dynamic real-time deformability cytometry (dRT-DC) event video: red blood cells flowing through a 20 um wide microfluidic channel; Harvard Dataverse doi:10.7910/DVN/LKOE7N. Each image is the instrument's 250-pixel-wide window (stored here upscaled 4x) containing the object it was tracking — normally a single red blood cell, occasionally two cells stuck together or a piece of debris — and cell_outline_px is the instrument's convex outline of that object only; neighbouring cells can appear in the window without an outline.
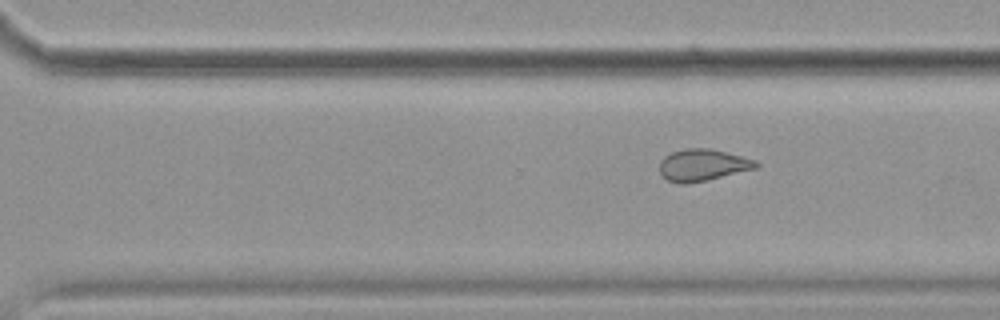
{"species": "common noctule bat (a hibernating species)", "species_latin": "Nyctalus noctula", "temperature_condition": "cold", "stored_images_in_passage": 11, "segment_of_instrument_passage": [2, 2], "camera_frame_rate_fps": 3000, "um_per_image_px": 0.085, "animal": {"sex": "female", "body_mass_g": 19.9}, "frame": {"image": 1, "passage_image": 11, "time_ms": 12.667, "image_size_px": [1000, 320], "cell_outline_px": [[760, 164], [756, 168], [688, 184], [680, 184], [668, 180], [660, 172], [660, 160], [664, 156], [672, 152], [684, 148], [708, 148], [756, 160]], "centroid_in_image_um": [59.69, 14.02], "position_along_channel_um": 310.9, "area_um2": 17.63}}